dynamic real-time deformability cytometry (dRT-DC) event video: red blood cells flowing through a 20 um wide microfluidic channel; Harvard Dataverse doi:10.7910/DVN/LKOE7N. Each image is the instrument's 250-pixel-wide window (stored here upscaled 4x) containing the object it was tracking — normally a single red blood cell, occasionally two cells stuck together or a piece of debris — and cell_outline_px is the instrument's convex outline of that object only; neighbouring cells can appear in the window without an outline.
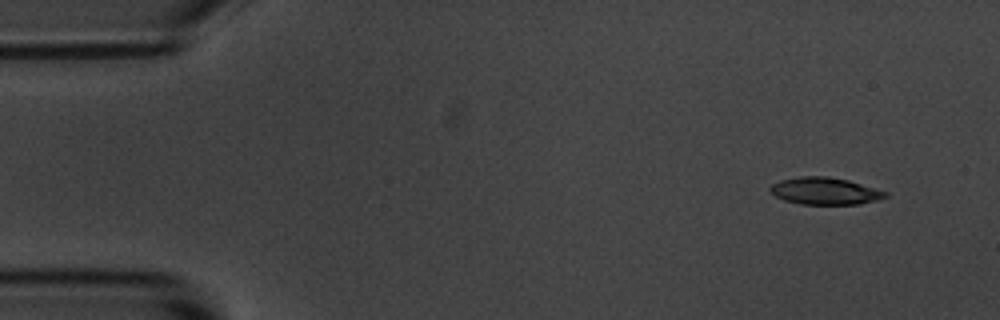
{"species": "common noctule bat (a hibernating species)", "species_latin": "Nyctalus noctula", "temperature_condition": "room temperature", "stored_images_in_passage": 4, "camera_frame_rate_fps": 3000, "um_per_image_px": 0.085, "animal": {"sex": "male", "body_mass_g": 20.1, "forearm_length_mm": 53.5}, "frame": {"image": 1, "passage_image": 1, "time_ms": 0.0, "image_size_px": [1000, 320], "cell_outline_px": [[888, 196], [876, 200], [860, 204], [800, 204], [784, 200], [776, 196], [768, 188], [772, 184], [780, 180], [800, 176], [828, 176], [848, 180], [888, 192]], "centroid_in_image_um": [70.11, 16.23], "position_along_channel_um": 14.9, "area_um2": 18.15}}
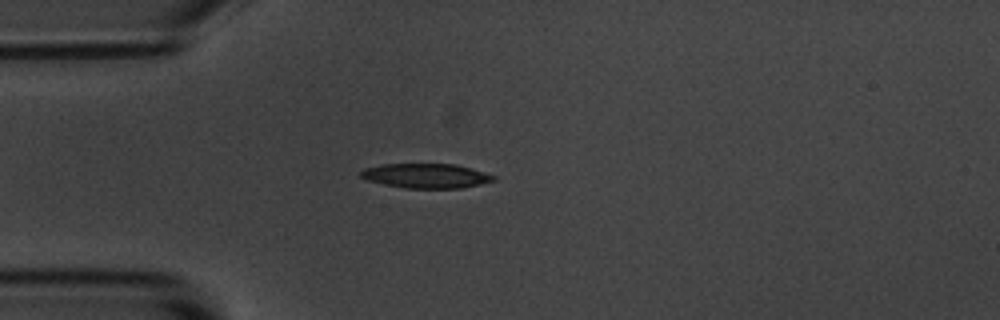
{"frame": {"image": 2, "passage_image": 4, "time_ms": 3.333, "image_size_px": [1000, 320], "cell_outline_px": [[496, 180], [480, 184], [460, 188], [404, 188], [368, 180], [360, 176], [360, 172], [364, 168], [380, 164], [456, 164], [484, 172], [496, 176]], "centroid_in_image_um": [36.22, 14.94], "position_along_channel_um": 48.8, "area_um2": 18.9}}